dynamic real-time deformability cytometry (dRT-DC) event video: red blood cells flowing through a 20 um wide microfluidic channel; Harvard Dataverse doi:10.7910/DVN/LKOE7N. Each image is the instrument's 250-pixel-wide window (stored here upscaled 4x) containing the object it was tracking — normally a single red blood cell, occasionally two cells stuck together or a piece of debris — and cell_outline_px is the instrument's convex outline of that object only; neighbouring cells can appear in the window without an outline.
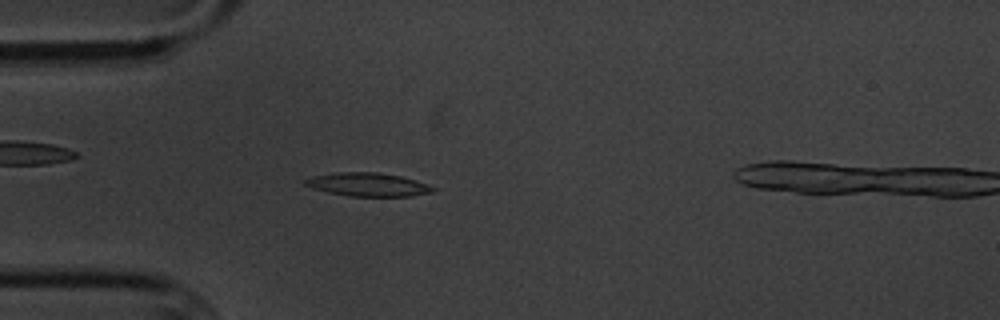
{"species": "common noctule bat (a hibernating species)", "species_latin": "Nyctalus noctula", "temperature_condition": "cold", "stored_images_in_passage": 4, "camera_frame_rate_fps": 3000, "um_per_image_px": 0.085, "animal": {"sex": "male", "body_mass_g": 20.1, "forearm_length_mm": 53.5}, "frame": {"image": 1, "passage_image": 3, "time_ms": 3.333, "image_size_px": [1000, 320], "cell_outline_px": [[436, 188], [432, 192], [412, 196], [348, 196], [328, 192], [312, 188], [304, 184], [304, 180], [312, 176], [336, 172], [376, 172], [400, 176], [416, 180], [428, 184]], "centroid_in_image_um": [31.27, 15.68], "position_along_channel_um": 53.7, "area_um2": 17.46}}